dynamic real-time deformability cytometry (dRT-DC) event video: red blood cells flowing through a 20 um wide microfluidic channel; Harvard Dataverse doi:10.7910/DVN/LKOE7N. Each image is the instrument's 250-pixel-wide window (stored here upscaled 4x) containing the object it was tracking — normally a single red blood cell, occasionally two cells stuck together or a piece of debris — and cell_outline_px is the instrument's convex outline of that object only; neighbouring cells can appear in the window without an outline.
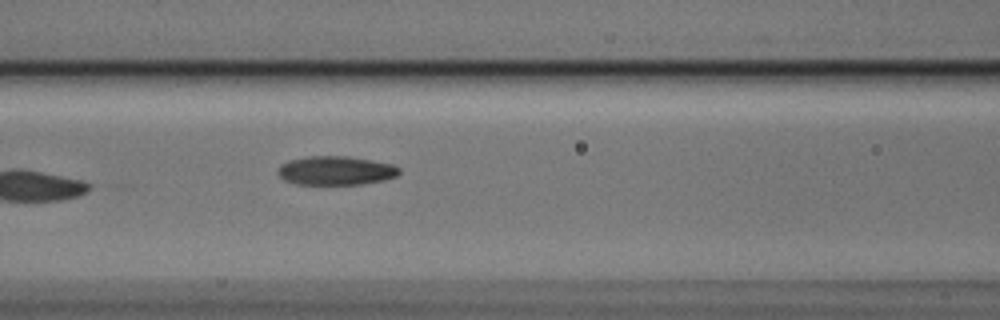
{"species": "Egyptian fruit bat (a non-hibernating species)", "species_latin": "Rousettus aegyptiacus", "temperature_condition": "cold", "stored_images_in_passage": 7, "camera_frame_rate_fps": 3000, "um_per_image_px": 0.085, "animal": {"sex": "male"}, "frame": {"image": 1, "passage_image": 7, "time_ms": 2.0, "image_size_px": [1000, 320], "cell_outline_px": [[400, 172], [396, 176], [380, 180], [360, 184], [296, 184], [284, 180], [276, 172], [280, 164], [288, 160], [308, 156], [348, 156], [392, 164], [400, 168]], "centroid_in_image_um": [28.49, 14.49], "position_along_channel_um": 138.1, "area_um2": 20.35}}